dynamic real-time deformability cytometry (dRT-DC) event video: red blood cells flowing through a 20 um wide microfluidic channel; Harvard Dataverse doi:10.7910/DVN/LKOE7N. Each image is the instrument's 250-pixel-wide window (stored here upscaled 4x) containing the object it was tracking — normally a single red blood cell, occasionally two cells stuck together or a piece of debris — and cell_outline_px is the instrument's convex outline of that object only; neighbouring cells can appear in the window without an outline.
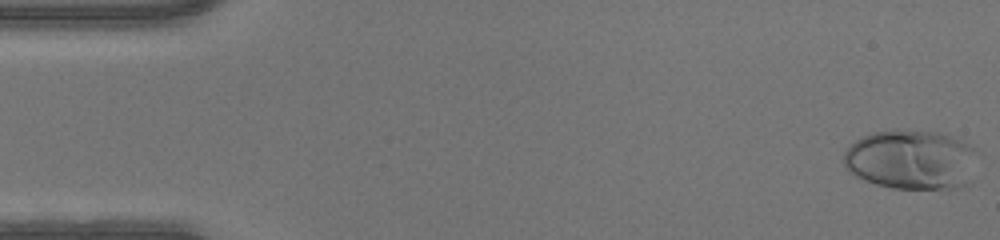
{"species": "human", "species_latin": "Homo sapiens", "temperature_condition": "warm", "stored_images_in_passage": 48, "camera_frame_rate_fps": 3000, "um_per_image_px": 0.085, "donor": {"sex": "male"}, "frame": {"image": 1, "passage_image": 1, "time_ms": 0.0, "image_size_px": [1000, 240], "cell_outline_px": [[972, 148], [964, 184], [960, 188], [892, 188], [876, 184], [864, 180], [848, 172], [844, 164], [844, 152], [856, 140], [872, 132], [940, 132]], "centroid_in_image_um": [77.27, 13.6], "position_along_channel_um": 7.7, "area_um2": 44.22}}
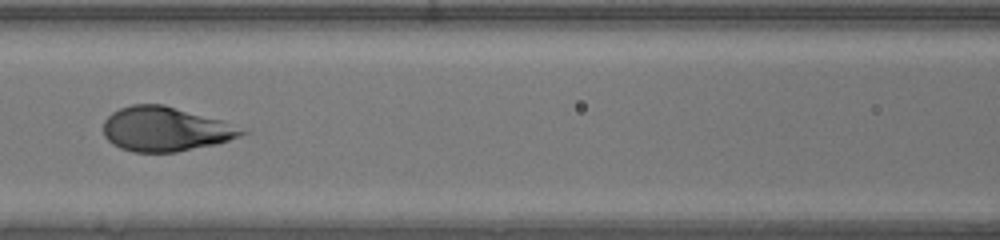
{"frame": {"image": 2, "passage_image": 21, "time_ms": 6.667, "image_size_px": [1000, 240], "cell_outline_px": [[248, 132], [240, 136], [216, 144], [176, 152], [132, 152], [120, 148], [112, 144], [104, 136], [104, 120], [112, 112], [120, 108], [132, 104], [164, 104], [220, 120]], "centroid_in_image_um": [13.99, 10.98], "position_along_channel_um": 152.6, "area_um2": 35.55}}
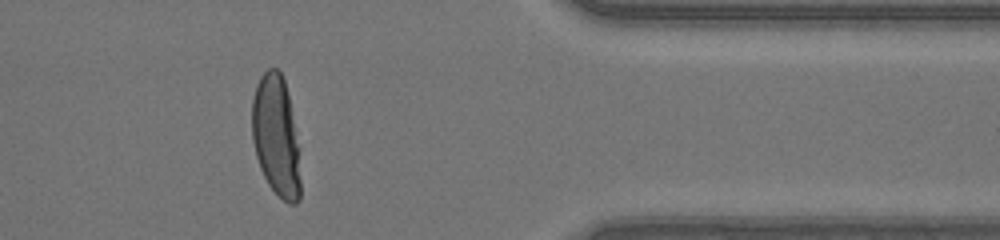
{"frame": {"image": 3, "passage_image": 39, "time_ms": 12.667, "image_size_px": [1000, 240], "cell_outline_px": [[300, 200], [296, 204], [288, 204], [268, 184], [260, 168], [256, 156], [252, 140], [252, 100], [256, 84], [260, 76], [268, 68], [276, 68], [280, 72], [284, 80], [288, 96], [296, 144], [300, 180]], "centroid_in_image_um": [23.42, 11.57], "position_along_channel_um": 388.0, "area_um2": 33.35}}